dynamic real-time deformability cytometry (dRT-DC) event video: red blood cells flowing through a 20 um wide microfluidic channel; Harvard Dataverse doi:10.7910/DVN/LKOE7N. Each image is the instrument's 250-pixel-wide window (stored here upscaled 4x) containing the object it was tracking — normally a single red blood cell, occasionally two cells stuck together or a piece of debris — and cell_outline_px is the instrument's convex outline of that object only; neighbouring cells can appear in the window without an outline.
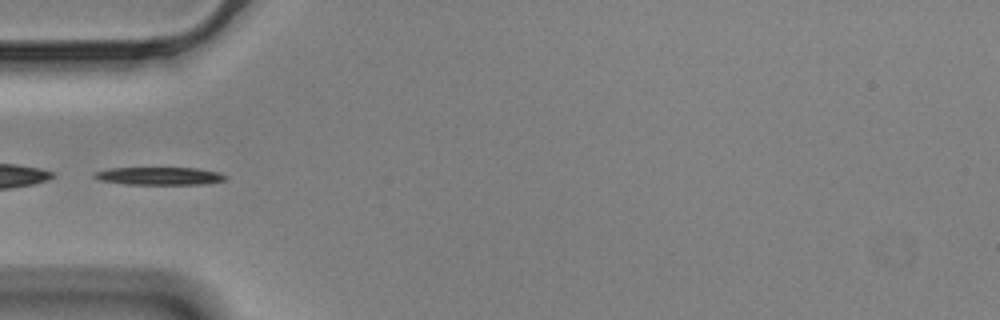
{"species": "Egyptian fruit bat (a non-hibernating species)", "species_latin": "Rousettus aegyptiacus", "temperature_condition": "cold", "stored_images_in_passage": 39, "camera_frame_rate_fps": 3000, "um_per_image_px": 0.085, "animal": {"sex": "male"}, "frame": {"image": 1, "passage_image": 1, "time_ms": 0.0, "image_size_px": [1000, 320], "cell_outline_px": [[228, 176], [224, 180], [208, 184], [128, 184], [100, 180], [92, 176], [96, 172], [108, 168], [196, 168], [220, 172]], "centroid_in_image_um": [13.6, 14.96], "position_along_channel_um": 71.4, "area_um2": 13.53}}